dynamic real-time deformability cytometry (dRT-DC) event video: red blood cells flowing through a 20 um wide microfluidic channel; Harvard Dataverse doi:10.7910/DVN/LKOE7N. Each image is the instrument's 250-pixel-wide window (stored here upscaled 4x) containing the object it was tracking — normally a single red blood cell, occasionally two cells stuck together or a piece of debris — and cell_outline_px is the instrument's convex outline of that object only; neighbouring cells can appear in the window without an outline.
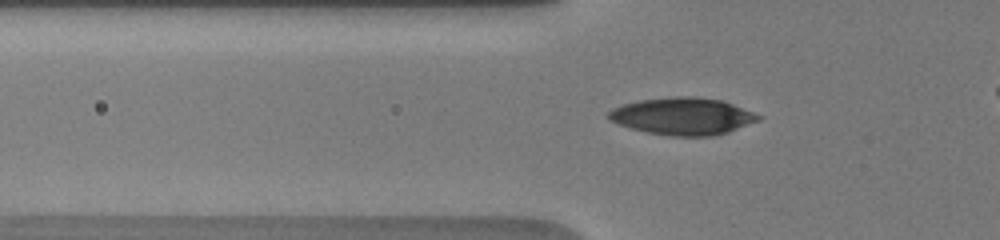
{"species": "human", "species_latin": "Homo sapiens", "temperature_condition": "warm", "stored_images_in_passage": 26, "camera_frame_rate_fps": 3000, "um_per_image_px": 0.085, "donor": {"sex": "male"}, "frame": {"image": 1, "passage_image": 5, "time_ms": 2.0, "image_size_px": [1000, 240], "cell_outline_px": [[764, 116], [760, 120], [728, 132], [712, 136], [672, 136], [648, 132], [632, 128], [620, 124], [612, 120], [608, 116], [608, 112], [612, 108], [624, 104], [640, 100], [672, 96], [696, 96], [720, 100], [732, 104]], "centroid_in_image_um": [58.07, 9.87], "position_along_channel_um": 67.7, "area_um2": 32.25}}
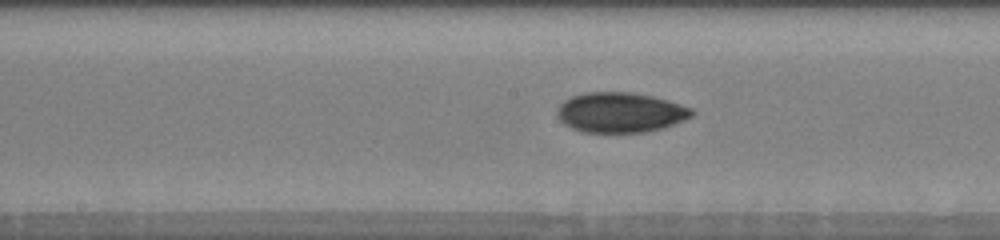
{"frame": {"image": 2, "passage_image": 12, "time_ms": 5.333, "image_size_px": [1000, 240], "cell_outline_px": [[696, 112], [692, 116], [684, 120], [664, 128], [644, 132], [580, 132], [564, 124], [556, 116], [556, 108], [564, 100], [572, 96], [584, 92], [632, 92], [652, 96], [668, 100], [692, 108]], "centroid_in_image_um": [52.71, 9.55], "position_along_channel_um": 195.5, "area_um2": 31.73}}
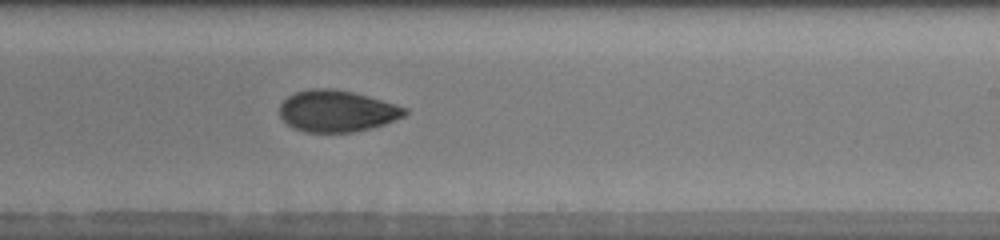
{"frame": {"image": 3, "passage_image": 15, "time_ms": 7.0, "image_size_px": [1000, 240], "cell_outline_px": [[408, 112], [404, 116], [384, 124], [372, 128], [352, 132], [304, 132], [292, 128], [280, 116], [280, 104], [288, 96], [296, 92], [312, 88], [332, 88], [352, 92], [368, 96], [396, 104], [408, 108]], "centroid_in_image_um": [28.64, 9.44], "position_along_channel_um": 260.4, "area_um2": 30.35}}